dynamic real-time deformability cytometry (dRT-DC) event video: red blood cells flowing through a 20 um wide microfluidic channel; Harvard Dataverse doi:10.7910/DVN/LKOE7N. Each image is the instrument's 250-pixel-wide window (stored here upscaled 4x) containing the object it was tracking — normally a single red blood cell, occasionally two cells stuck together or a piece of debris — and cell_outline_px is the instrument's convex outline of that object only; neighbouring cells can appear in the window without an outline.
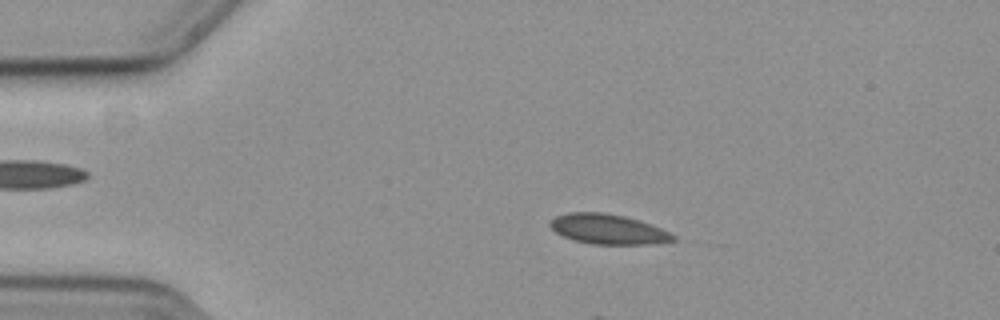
{"species": "common noctule bat (a hibernating species)", "species_latin": "Nyctalus noctula", "temperature_condition": "cold", "stored_images_in_passage": 17, "camera_frame_rate_fps": 3000, "um_per_image_px": 0.085, "animal": {"sex": "female", "body_mass_g": 19.3, "forearm_length_mm": 54.1}, "frame": {"image": 1, "passage_image": 11, "time_ms": 3.333, "image_size_px": [1000, 320], "cell_outline_px": [[676, 240], [648, 244], [592, 244], [572, 240], [556, 232], [548, 224], [556, 216], [568, 212], [604, 212], [624, 216], [640, 220], [652, 224], [676, 236]], "centroid_in_image_um": [51.68, 19.47], "position_along_channel_um": 33.3, "area_um2": 21.44}}